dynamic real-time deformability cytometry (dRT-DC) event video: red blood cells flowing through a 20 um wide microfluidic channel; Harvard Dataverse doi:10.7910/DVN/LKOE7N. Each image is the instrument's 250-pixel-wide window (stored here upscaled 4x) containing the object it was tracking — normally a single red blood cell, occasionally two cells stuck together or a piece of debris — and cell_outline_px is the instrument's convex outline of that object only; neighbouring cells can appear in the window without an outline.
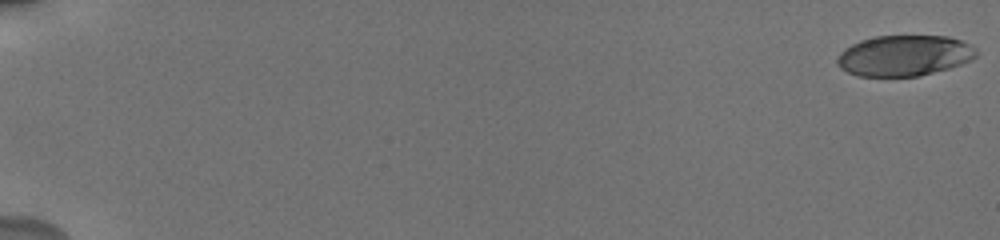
{"species": "human", "species_latin": "Homo sapiens", "temperature_condition": "cold", "stored_images_in_passage": 10, "camera_frame_rate_fps": 3000, "um_per_image_px": 0.085, "donor": {"sex": "male"}, "frame": {"image": 1, "passage_image": 1, "time_ms": 0.0, "image_size_px": [1000, 240], "cell_outline_px": [[976, 56], [960, 64], [948, 68], [920, 76], [856, 76], [840, 68], [836, 64], [836, 60], [840, 52], [844, 48], [860, 40], [876, 36], [948, 36], [960, 40], [976, 48]], "centroid_in_image_um": [76.81, 4.72], "position_along_channel_um": 8.2, "area_um2": 32.95}}